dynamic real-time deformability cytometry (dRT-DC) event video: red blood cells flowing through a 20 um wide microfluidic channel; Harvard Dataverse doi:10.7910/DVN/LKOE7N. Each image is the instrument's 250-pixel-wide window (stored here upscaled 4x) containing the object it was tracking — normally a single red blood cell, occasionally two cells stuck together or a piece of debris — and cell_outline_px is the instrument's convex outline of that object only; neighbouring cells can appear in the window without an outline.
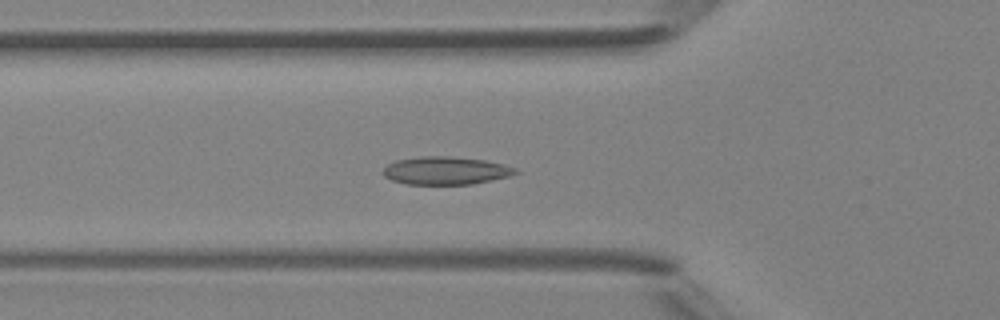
{"species": "Egyptian fruit bat (a non-hibernating species)", "species_latin": "Rousettus aegyptiacus", "temperature_condition": "room temperature", "stored_images_in_passage": 47, "camera_frame_rate_fps": 3000, "um_per_image_px": 0.085, "animal": {"sex": "female"}, "frame": {"image": 1, "passage_image": 16, "time_ms": 5.0, "image_size_px": [1000, 320], "cell_outline_px": [[520, 172], [508, 176], [472, 184], [408, 184], [392, 180], [384, 176], [380, 172], [388, 164], [396, 160], [420, 156], [448, 156], [484, 160], [504, 164], [516, 168]], "centroid_in_image_um": [37.86, 14.49], "position_along_channel_um": 87.9, "area_um2": 21.5}}
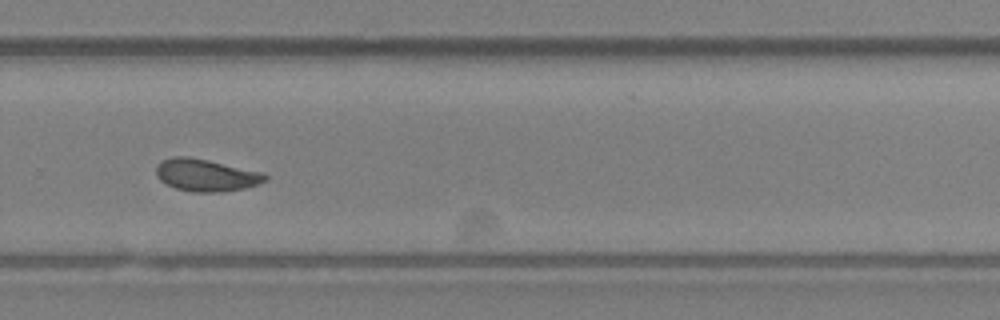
{"frame": {"image": 2, "passage_image": 32, "time_ms": 10.333, "image_size_px": [1000, 320], "cell_outline_px": [[268, 180], [260, 184], [244, 188], [216, 192], [192, 192], [176, 188], [160, 180], [156, 176], [156, 168], [160, 160], [172, 156], [188, 156], [208, 160], [260, 172], [268, 176]], "centroid_in_image_um": [17.48, 14.88], "position_along_channel_um": 312.3, "area_um2": 20.4}}
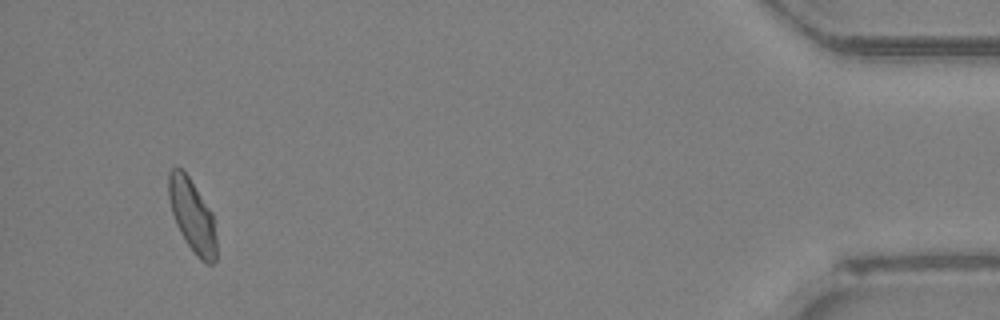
{"frame": {"image": 3, "passage_image": 45, "time_ms": 14.667, "image_size_px": [1000, 320], "cell_outline_px": [[216, 260], [212, 264], [204, 264], [196, 256], [180, 232], [176, 224], [172, 212], [168, 196], [168, 172], [172, 168], [180, 168], [188, 176], [212, 212], [216, 236]], "centroid_in_image_um": [16.34, 18.36], "position_along_channel_um": 418.9, "area_um2": 20.17}, "authors_computed_cell_mechanics": {"area_um2": 20.4612, "velocity_mm_per_s": 4.2067, "shape_relaxation_time_tau1_ms": 5.0445, "shape_relaxation_time_tau2_ms": 2.2841, "deformation_change_tau1": 0.1217, "deformation_change_tau2": 0.0584}}